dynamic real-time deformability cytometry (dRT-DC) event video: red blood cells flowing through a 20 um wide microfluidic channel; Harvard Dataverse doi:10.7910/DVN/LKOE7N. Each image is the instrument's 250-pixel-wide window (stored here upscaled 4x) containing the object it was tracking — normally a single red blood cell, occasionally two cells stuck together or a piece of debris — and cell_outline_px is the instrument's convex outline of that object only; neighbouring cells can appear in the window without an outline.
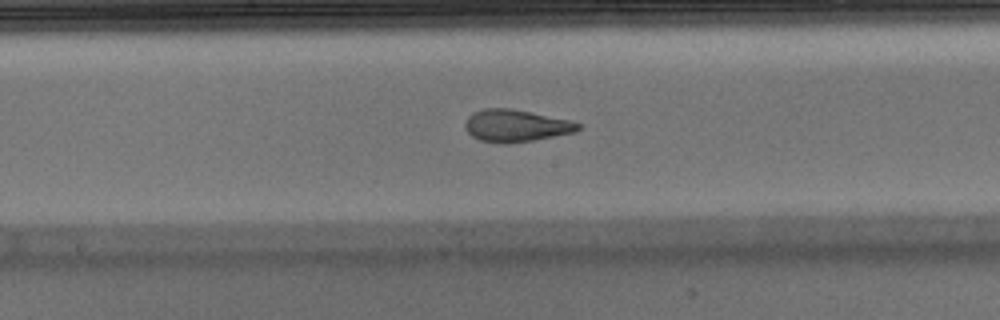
{"species": "Egyptian fruit bat (a non-hibernating species)", "species_latin": "Rousettus aegyptiacus", "temperature_condition": "warm", "stored_images_in_passage": 44, "camera_frame_rate_fps": 3000, "um_per_image_px": 0.085, "animal": {"sex": "male"}, "frame": {"image": 1, "passage_image": 26, "time_ms": 8.333, "image_size_px": [1000, 320], "cell_outline_px": [[584, 124], [576, 132], [532, 140], [508, 144], [504, 144], [480, 140], [472, 136], [464, 128], [464, 124], [468, 116], [472, 112], [484, 108], [512, 108], [572, 120]], "centroid_in_image_um": [43.87, 10.67], "position_along_channel_um": 204.3, "area_um2": 21.5}}